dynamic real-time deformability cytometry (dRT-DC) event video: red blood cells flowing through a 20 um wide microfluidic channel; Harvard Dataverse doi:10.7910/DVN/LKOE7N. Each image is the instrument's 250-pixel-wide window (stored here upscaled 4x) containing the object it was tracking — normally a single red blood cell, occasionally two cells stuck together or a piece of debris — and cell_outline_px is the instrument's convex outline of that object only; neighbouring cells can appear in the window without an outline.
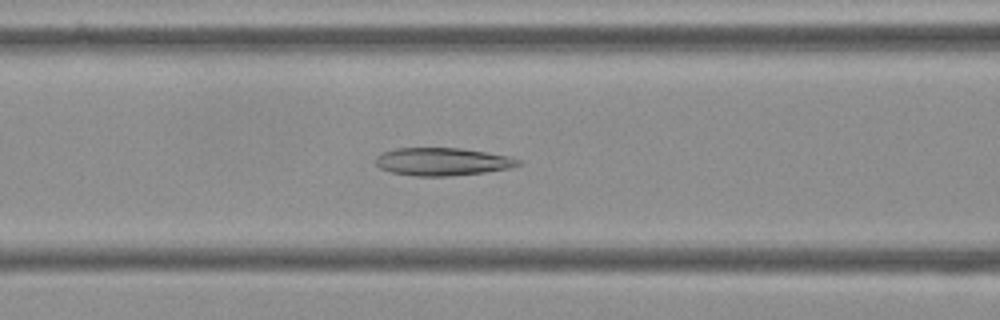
{"species": "Egyptian fruit bat (a non-hibernating species)", "species_latin": "Rousettus aegyptiacus", "temperature_condition": "cold", "stored_images_in_passage": 36, "camera_frame_rate_fps": 3000, "um_per_image_px": 0.085, "frame": {"image": 1, "passage_image": 22, "time_ms": 7.0, "image_size_px": [1000, 320], "cell_outline_px": [[524, 164], [512, 168], [484, 172], [448, 176], [416, 176], [392, 172], [380, 168], [376, 164], [376, 156], [380, 152], [396, 148], [460, 148], [508, 156], [520, 160]], "centroid_in_image_um": [37.61, 13.74], "position_along_channel_um": 129.0, "area_um2": 23.12}}
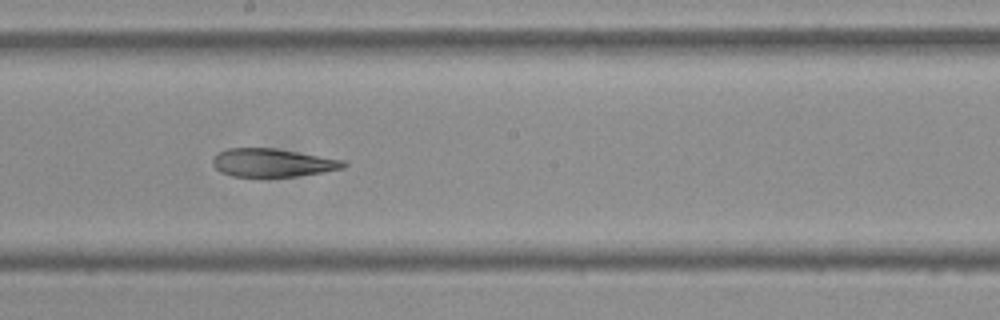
{"frame": {"image": 2, "passage_image": 30, "time_ms": 9.667, "image_size_px": [1000, 320], "cell_outline_px": [[348, 164], [344, 168], [324, 172], [296, 176], [232, 176], [220, 172], [212, 164], [212, 160], [216, 152], [228, 148], [276, 148], [344, 160]], "centroid_in_image_um": [23.15, 13.82], "position_along_channel_um": 225.0, "area_um2": 21.56}}
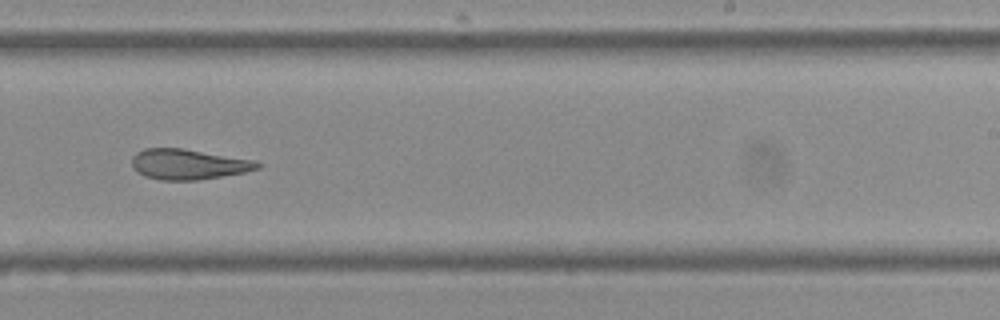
{"frame": {"image": 3, "passage_image": 34, "time_ms": 11.0, "image_size_px": [1000, 320], "cell_outline_px": [[264, 164], [260, 168], [244, 172], [196, 180], [160, 180], [144, 176], [132, 168], [132, 156], [136, 152], [144, 148], [184, 148], [256, 160]], "centroid_in_image_um": [16.01, 13.95], "position_along_channel_um": 273.0, "area_um2": 22.43}}